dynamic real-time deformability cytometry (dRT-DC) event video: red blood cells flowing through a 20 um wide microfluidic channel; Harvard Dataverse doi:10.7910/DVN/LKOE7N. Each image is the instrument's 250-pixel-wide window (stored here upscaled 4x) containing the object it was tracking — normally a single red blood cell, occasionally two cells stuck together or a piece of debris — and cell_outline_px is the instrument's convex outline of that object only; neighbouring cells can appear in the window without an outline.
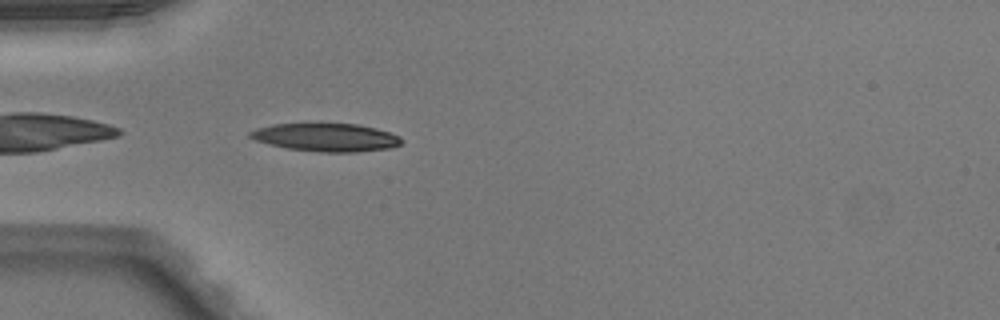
{"species": "Egyptian fruit bat (a non-hibernating species)", "species_latin": "Rousettus aegyptiacus", "temperature_condition": "warm", "stored_images_in_passage": 36, "camera_frame_rate_fps": 3000, "um_per_image_px": 0.085, "animal": {"sex": "male"}, "frame": {"image": 1, "passage_image": 2, "time_ms": 0.333, "image_size_px": [1000, 320], "cell_outline_px": [[404, 140], [400, 144], [388, 148], [356, 152], [320, 152], [288, 148], [256, 140], [248, 136], [248, 132], [256, 128], [272, 124], [356, 124], [376, 128], [400, 136]], "centroid_in_image_um": [27.73, 11.67], "position_along_channel_um": 57.3, "area_um2": 24.51}}
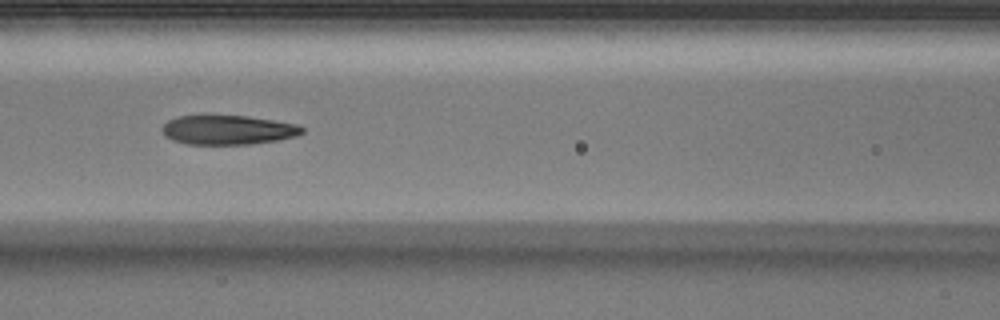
{"frame": {"image": 2, "passage_image": 9, "time_ms": 2.667, "image_size_px": [1000, 320], "cell_outline_px": [[304, 132], [296, 136], [276, 140], [252, 144], [188, 144], [172, 140], [164, 136], [160, 128], [168, 120], [176, 116], [200, 112], [204, 112], [248, 116], [296, 124], [304, 128]], "centroid_in_image_um": [19.27, 10.99], "position_along_channel_um": 147.3, "area_um2": 24.97}}
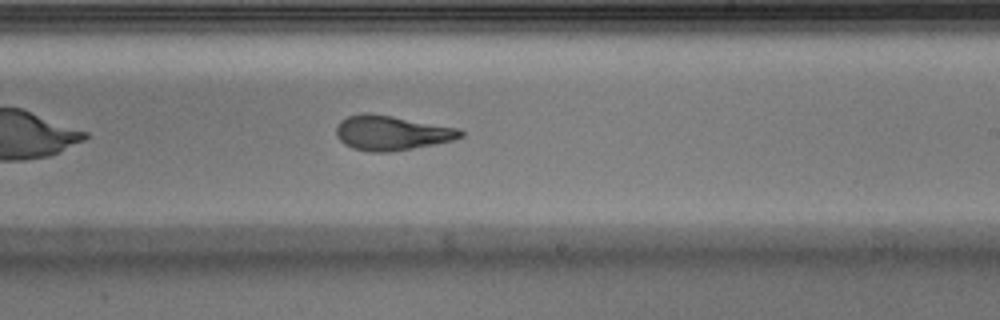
{"frame": {"image": 3, "passage_image": 17, "time_ms": 5.333, "image_size_px": [1000, 320], "cell_outline_px": [[464, 136], [456, 140], [392, 152], [372, 152], [352, 148], [344, 144], [336, 136], [336, 124], [340, 120], [348, 116], [360, 112], [372, 112], [460, 128], [464, 132]], "centroid_in_image_um": [33.29, 11.28], "position_along_channel_um": 255.7, "area_um2": 25.66}, "authors_computed_cell_mechanics": {"area_um2": 25.4031, "velocity_mm_per_s": 4.0715, "shape_relaxation_time_tau1_ms": 7.1993, "shape_relaxation_time_tau2_ms": 1.8084, "deformation_change_tau1": 0.2649, "deformation_change_tau2": 0.104}}